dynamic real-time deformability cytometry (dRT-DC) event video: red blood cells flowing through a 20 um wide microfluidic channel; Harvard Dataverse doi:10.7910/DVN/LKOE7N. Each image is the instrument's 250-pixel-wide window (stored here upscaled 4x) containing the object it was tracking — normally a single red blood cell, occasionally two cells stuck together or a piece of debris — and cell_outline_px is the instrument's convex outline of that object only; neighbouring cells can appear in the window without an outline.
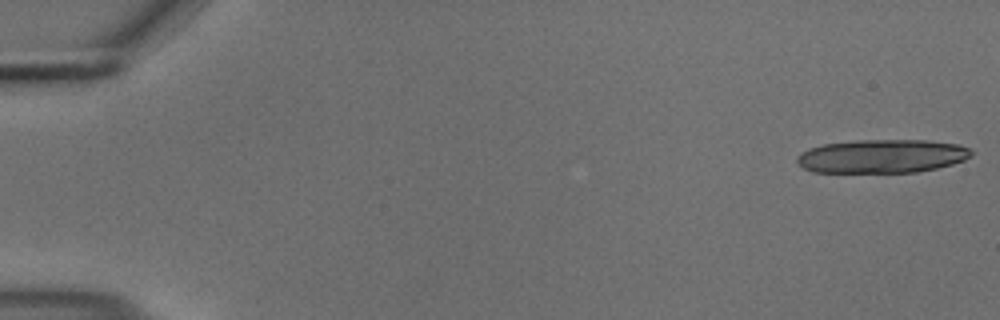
{"species": "common noctule bat (a hibernating species)", "species_latin": "Nyctalus noctula", "temperature_condition": "cold", "stored_images_in_passage": 19, "camera_frame_rate_fps": 3000, "um_per_image_px": 0.085, "animal": {"sex": "male", "body_mass_g": 18.8}, "frame": {"image": 1, "passage_image": 1, "time_ms": 0.0, "image_size_px": [1000, 320], "cell_outline_px": [[972, 156], [964, 160], [952, 164], [936, 168], [916, 172], [812, 172], [796, 164], [796, 156], [800, 152], [808, 148], [824, 144], [856, 140], [928, 140], [956, 144], [968, 148], [972, 152]], "centroid_in_image_um": [74.92, 13.27], "position_along_channel_um": 10.1, "area_um2": 34.22}}